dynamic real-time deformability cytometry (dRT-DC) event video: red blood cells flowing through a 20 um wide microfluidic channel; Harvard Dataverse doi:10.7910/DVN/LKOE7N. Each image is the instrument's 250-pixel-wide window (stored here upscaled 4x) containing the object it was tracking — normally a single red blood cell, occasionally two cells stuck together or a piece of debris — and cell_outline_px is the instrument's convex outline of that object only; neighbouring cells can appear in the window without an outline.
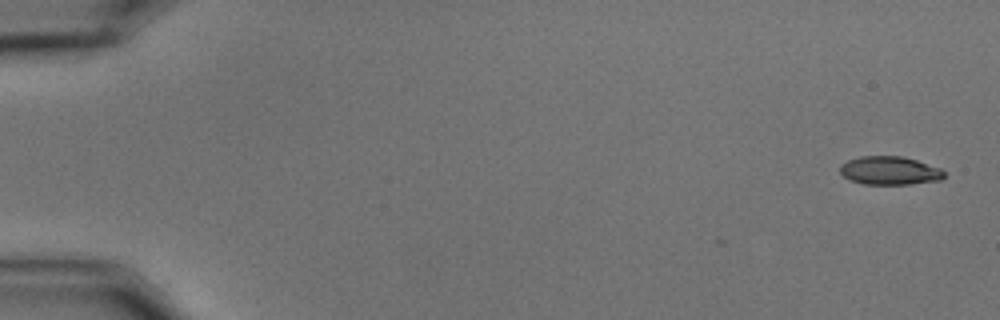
{"species": "common noctule bat (a hibernating species)", "species_latin": "Nyctalus noctula", "temperature_condition": "cold", "stored_images_in_passage": 3, "camera_frame_rate_fps": 3000, "um_per_image_px": 0.085, "animal": {"sex": "male", "body_mass_g": 15.6}, "frame": {"image": 1, "passage_image": 1, "time_ms": 0.0, "image_size_px": [1000, 320], "cell_outline_px": [[944, 176], [940, 180], [908, 184], [864, 184], [848, 180], [840, 172], [840, 164], [848, 160], [860, 156], [904, 156], [940, 168], [944, 172]], "centroid_in_image_um": [75.59, 14.5], "position_along_channel_um": 9.4, "area_um2": 17.22}}